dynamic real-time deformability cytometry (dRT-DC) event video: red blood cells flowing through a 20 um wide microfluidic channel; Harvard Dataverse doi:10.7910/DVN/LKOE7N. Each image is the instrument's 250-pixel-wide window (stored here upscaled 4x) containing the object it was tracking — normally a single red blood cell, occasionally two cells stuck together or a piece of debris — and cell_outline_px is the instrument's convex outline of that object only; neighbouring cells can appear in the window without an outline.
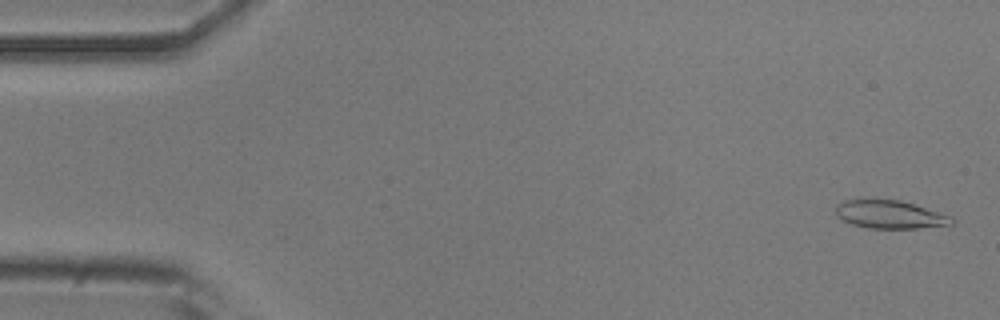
{"species": "common noctule bat (a hibernating species)", "species_latin": "Nyctalus noctula", "temperature_condition": "room temperature", "stored_images_in_passage": 10, "camera_frame_rate_fps": 3000, "um_per_image_px": 0.085, "animal": {"sex": "male", "body_mass_g": 20.5, "forearm_length_mm": 52.5}, "frame": {"image": 1, "passage_image": 2, "time_ms": 0.333, "image_size_px": [1000, 320], "cell_outline_px": [[956, 220], [952, 224], [916, 228], [868, 228], [852, 224], [836, 216], [836, 204], [844, 200], [900, 200], [952, 216]], "centroid_in_image_um": [75.64, 18.23], "position_along_channel_um": 9.4, "area_um2": 18.79}}